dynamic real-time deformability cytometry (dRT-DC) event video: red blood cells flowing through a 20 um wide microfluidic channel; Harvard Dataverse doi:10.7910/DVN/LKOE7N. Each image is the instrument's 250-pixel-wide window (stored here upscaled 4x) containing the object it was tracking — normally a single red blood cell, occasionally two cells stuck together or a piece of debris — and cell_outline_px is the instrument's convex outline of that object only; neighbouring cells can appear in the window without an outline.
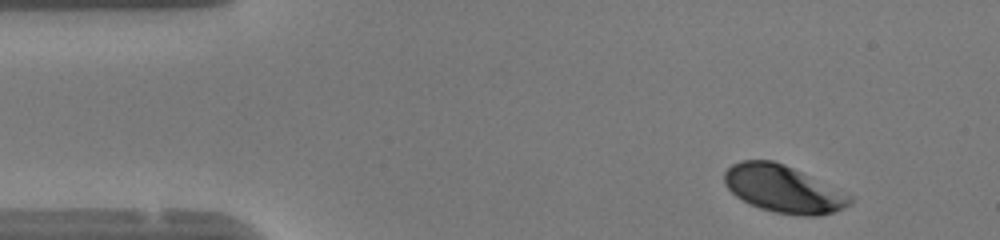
{"species": "human", "species_latin": "Homo sapiens", "temperature_condition": "warm", "stored_images_in_passage": 47, "camera_frame_rate_fps": 3000, "um_per_image_px": 0.085, "donor": {"sex": "female"}, "frame": {"image": 1, "passage_image": 3, "time_ms": 0.667, "image_size_px": [1000, 240], "cell_outline_px": [[852, 200], [844, 208], [820, 216], [800, 216], [776, 212], [760, 208], [748, 204], [736, 196], [724, 184], [724, 172], [732, 164], [740, 160], [772, 160], [784, 164], [852, 196]], "centroid_in_image_um": [66.53, 16.07], "position_along_channel_um": 18.5, "area_um2": 34.28}}
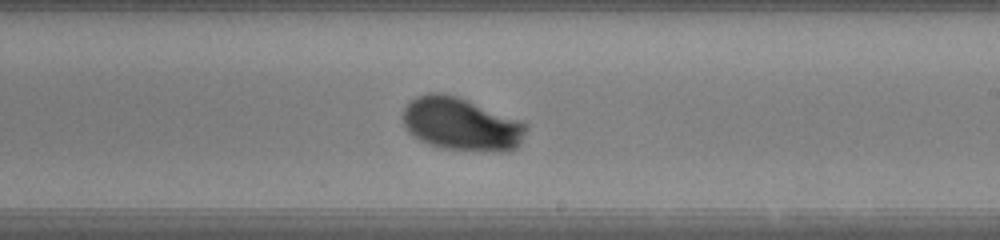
{"frame": {"image": 2, "passage_image": 26, "time_ms": 8.333, "image_size_px": [1000, 240], "cell_outline_px": [[528, 128], [520, 144], [516, 148], [508, 152], [492, 152], [444, 148], [428, 144], [412, 136], [408, 132], [404, 124], [404, 108], [416, 96], [428, 92], [444, 92], [456, 96], [524, 120], [528, 124]], "centroid_in_image_um": [39.27, 10.55], "position_along_channel_um": 249.7, "area_um2": 38.61}}
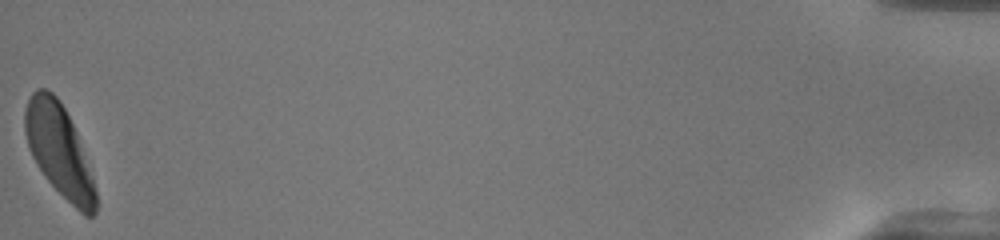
{"frame": {"image": 3, "passage_image": 47, "time_ms": 15.333, "image_size_px": [1000, 240], "cell_outline_px": [[100, 204], [96, 212], [92, 216], [84, 216], [44, 176], [36, 164], [32, 156], [24, 132], [24, 108], [32, 92], [36, 88], [44, 88], [52, 92], [60, 100], [76, 132], [92, 176]], "centroid_in_image_um": [5.03, 12.8], "position_along_channel_um": 430.2, "area_um2": 37.69}, "authors_computed_cell_mechanics": {"area_um2": 37.6278, "velocity_mm_per_s": 4.1074, "shape_relaxation_time_tau1_ms": 2.4149, "shape_relaxation_time_tau2_ms": null, "deformation_change_tau1": 0.1614, "deformation_change_tau2": null}}